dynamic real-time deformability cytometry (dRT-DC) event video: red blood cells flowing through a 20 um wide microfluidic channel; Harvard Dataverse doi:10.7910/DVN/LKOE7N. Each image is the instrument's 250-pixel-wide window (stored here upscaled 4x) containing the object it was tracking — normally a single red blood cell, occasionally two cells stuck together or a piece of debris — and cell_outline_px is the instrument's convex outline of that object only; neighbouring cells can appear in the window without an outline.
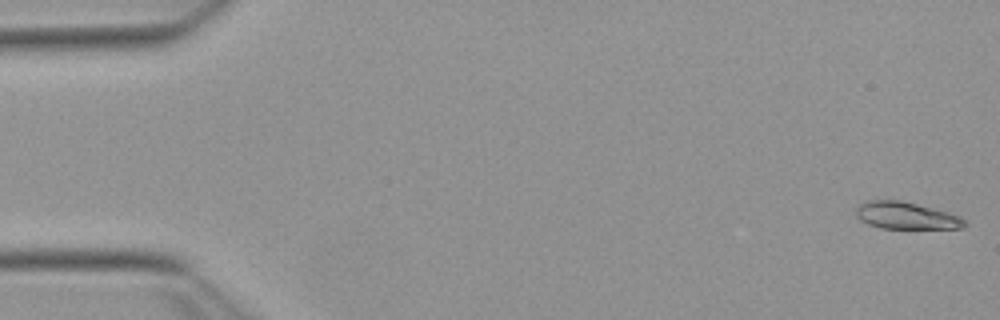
{"species": "Egyptian fruit bat (a non-hibernating species)", "species_latin": "Rousettus aegyptiacus", "temperature_condition": "warm", "stored_images_in_passage": 53, "camera_frame_rate_fps": 3000, "um_per_image_px": 0.085, "animal": {"sex": "female"}, "frame": {"image": 1, "passage_image": 1, "time_ms": 0.0, "image_size_px": [1000, 320], "cell_outline_px": [[968, 224], [964, 228], [880, 228], [868, 224], [860, 220], [856, 216], [856, 208], [860, 204], [868, 200], [900, 200], [948, 212], [960, 216]], "centroid_in_image_um": [77.01, 18.33], "position_along_channel_um": 8.0, "area_um2": 17.05}}
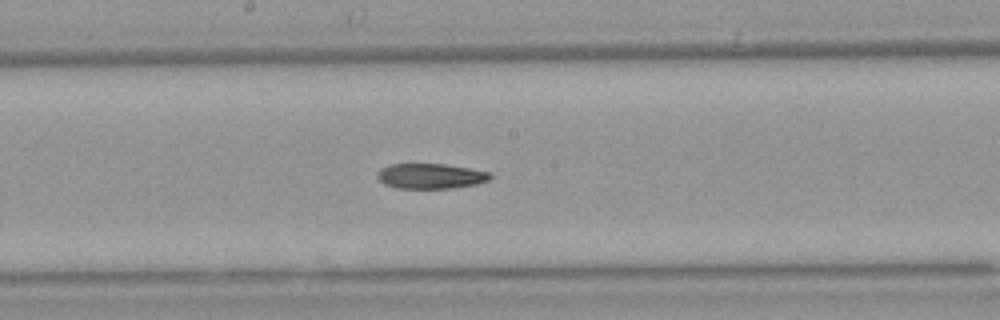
{"frame": {"image": 2, "passage_image": 28, "time_ms": 9.0, "image_size_px": [1000, 320], "cell_outline_px": [[492, 176], [488, 180], [476, 184], [452, 188], [396, 188], [384, 184], [376, 176], [376, 172], [380, 168], [388, 164], [444, 164], [492, 172]], "centroid_in_image_um": [36.57, 14.96], "position_along_channel_um": 211.6, "area_um2": 16.65}}
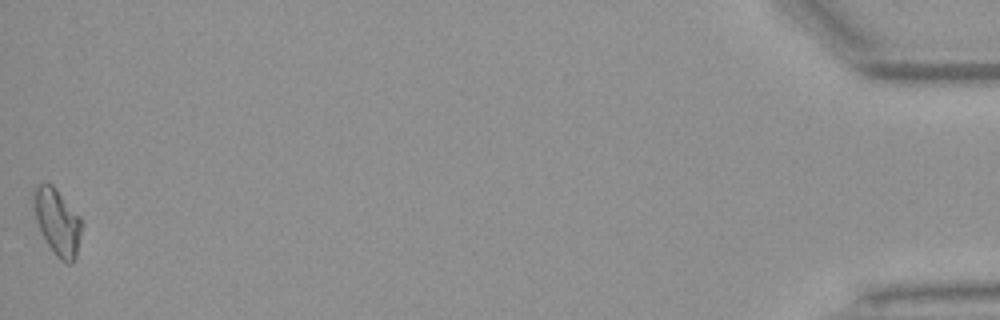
{"frame": {"image": 3, "passage_image": 53, "time_ms": 17.333, "image_size_px": [1000, 320], "cell_outline_px": [[80, 232], [76, 256], [72, 264], [68, 264], [60, 260], [56, 256], [48, 244], [36, 220], [36, 188], [40, 184], [52, 184], [56, 188], [80, 216]], "centroid_in_image_um": [4.92, 18.91], "position_along_channel_um": 430.3, "area_um2": 17.63}}